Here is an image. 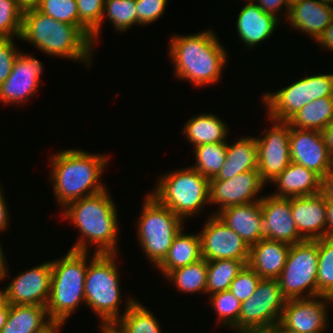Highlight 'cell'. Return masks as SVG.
I'll return each instance as SVG.
<instances>
[{
    "mask_svg": "<svg viewBox=\"0 0 333 333\" xmlns=\"http://www.w3.org/2000/svg\"><path fill=\"white\" fill-rule=\"evenodd\" d=\"M137 220V240L149 262L157 267L165 258L184 220L147 193Z\"/></svg>",
    "mask_w": 333,
    "mask_h": 333,
    "instance_id": "8",
    "label": "cell"
},
{
    "mask_svg": "<svg viewBox=\"0 0 333 333\" xmlns=\"http://www.w3.org/2000/svg\"><path fill=\"white\" fill-rule=\"evenodd\" d=\"M328 304H333L328 296L287 300L277 329L280 333H324L329 328Z\"/></svg>",
    "mask_w": 333,
    "mask_h": 333,
    "instance_id": "12",
    "label": "cell"
},
{
    "mask_svg": "<svg viewBox=\"0 0 333 333\" xmlns=\"http://www.w3.org/2000/svg\"><path fill=\"white\" fill-rule=\"evenodd\" d=\"M317 296L333 298V238L318 239Z\"/></svg>",
    "mask_w": 333,
    "mask_h": 333,
    "instance_id": "36",
    "label": "cell"
},
{
    "mask_svg": "<svg viewBox=\"0 0 333 333\" xmlns=\"http://www.w3.org/2000/svg\"><path fill=\"white\" fill-rule=\"evenodd\" d=\"M267 119L273 123L272 127L265 129L261 138L256 137L258 171L266 185L274 181L291 163L290 124Z\"/></svg>",
    "mask_w": 333,
    "mask_h": 333,
    "instance_id": "13",
    "label": "cell"
},
{
    "mask_svg": "<svg viewBox=\"0 0 333 333\" xmlns=\"http://www.w3.org/2000/svg\"><path fill=\"white\" fill-rule=\"evenodd\" d=\"M321 193L328 199H333V167L322 177Z\"/></svg>",
    "mask_w": 333,
    "mask_h": 333,
    "instance_id": "47",
    "label": "cell"
},
{
    "mask_svg": "<svg viewBox=\"0 0 333 333\" xmlns=\"http://www.w3.org/2000/svg\"><path fill=\"white\" fill-rule=\"evenodd\" d=\"M290 246L263 238L250 247L248 265L260 278L278 279L287 261Z\"/></svg>",
    "mask_w": 333,
    "mask_h": 333,
    "instance_id": "24",
    "label": "cell"
},
{
    "mask_svg": "<svg viewBox=\"0 0 333 333\" xmlns=\"http://www.w3.org/2000/svg\"><path fill=\"white\" fill-rule=\"evenodd\" d=\"M182 228L175 236L171 247L157 268L163 277L170 271L185 267L202 259L199 233H183Z\"/></svg>",
    "mask_w": 333,
    "mask_h": 333,
    "instance_id": "29",
    "label": "cell"
},
{
    "mask_svg": "<svg viewBox=\"0 0 333 333\" xmlns=\"http://www.w3.org/2000/svg\"><path fill=\"white\" fill-rule=\"evenodd\" d=\"M238 333H280L277 328L272 329H266V330H248V331H242Z\"/></svg>",
    "mask_w": 333,
    "mask_h": 333,
    "instance_id": "55",
    "label": "cell"
},
{
    "mask_svg": "<svg viewBox=\"0 0 333 333\" xmlns=\"http://www.w3.org/2000/svg\"><path fill=\"white\" fill-rule=\"evenodd\" d=\"M18 7L24 12L30 9H36L41 0H15Z\"/></svg>",
    "mask_w": 333,
    "mask_h": 333,
    "instance_id": "50",
    "label": "cell"
},
{
    "mask_svg": "<svg viewBox=\"0 0 333 333\" xmlns=\"http://www.w3.org/2000/svg\"><path fill=\"white\" fill-rule=\"evenodd\" d=\"M51 261L19 273L6 287L9 305H47L51 288Z\"/></svg>",
    "mask_w": 333,
    "mask_h": 333,
    "instance_id": "17",
    "label": "cell"
},
{
    "mask_svg": "<svg viewBox=\"0 0 333 333\" xmlns=\"http://www.w3.org/2000/svg\"><path fill=\"white\" fill-rule=\"evenodd\" d=\"M193 149L195 163L190 167L209 180L215 178L226 160L227 142L202 144Z\"/></svg>",
    "mask_w": 333,
    "mask_h": 333,
    "instance_id": "35",
    "label": "cell"
},
{
    "mask_svg": "<svg viewBox=\"0 0 333 333\" xmlns=\"http://www.w3.org/2000/svg\"><path fill=\"white\" fill-rule=\"evenodd\" d=\"M228 132L229 128L224 119L212 113H201L187 119L182 134L195 147L202 144L227 142Z\"/></svg>",
    "mask_w": 333,
    "mask_h": 333,
    "instance_id": "27",
    "label": "cell"
},
{
    "mask_svg": "<svg viewBox=\"0 0 333 333\" xmlns=\"http://www.w3.org/2000/svg\"><path fill=\"white\" fill-rule=\"evenodd\" d=\"M79 28L92 40V32L100 25L105 0H76Z\"/></svg>",
    "mask_w": 333,
    "mask_h": 333,
    "instance_id": "40",
    "label": "cell"
},
{
    "mask_svg": "<svg viewBox=\"0 0 333 333\" xmlns=\"http://www.w3.org/2000/svg\"><path fill=\"white\" fill-rule=\"evenodd\" d=\"M5 252L2 248V245L0 243V276H4V278L6 279L7 277H9V273H8V264H7V259L6 256L4 255Z\"/></svg>",
    "mask_w": 333,
    "mask_h": 333,
    "instance_id": "51",
    "label": "cell"
},
{
    "mask_svg": "<svg viewBox=\"0 0 333 333\" xmlns=\"http://www.w3.org/2000/svg\"><path fill=\"white\" fill-rule=\"evenodd\" d=\"M149 193L183 220L197 217L209 203L210 180L192 167L161 175Z\"/></svg>",
    "mask_w": 333,
    "mask_h": 333,
    "instance_id": "7",
    "label": "cell"
},
{
    "mask_svg": "<svg viewBox=\"0 0 333 333\" xmlns=\"http://www.w3.org/2000/svg\"><path fill=\"white\" fill-rule=\"evenodd\" d=\"M129 297L123 316L114 324L121 333H162L160 322L143 303Z\"/></svg>",
    "mask_w": 333,
    "mask_h": 333,
    "instance_id": "30",
    "label": "cell"
},
{
    "mask_svg": "<svg viewBox=\"0 0 333 333\" xmlns=\"http://www.w3.org/2000/svg\"><path fill=\"white\" fill-rule=\"evenodd\" d=\"M52 324L45 306L10 305L6 324L0 333H43Z\"/></svg>",
    "mask_w": 333,
    "mask_h": 333,
    "instance_id": "28",
    "label": "cell"
},
{
    "mask_svg": "<svg viewBox=\"0 0 333 333\" xmlns=\"http://www.w3.org/2000/svg\"><path fill=\"white\" fill-rule=\"evenodd\" d=\"M258 170H250L228 180H210L209 203L219 206L218 211L234 206L260 201L265 187Z\"/></svg>",
    "mask_w": 333,
    "mask_h": 333,
    "instance_id": "16",
    "label": "cell"
},
{
    "mask_svg": "<svg viewBox=\"0 0 333 333\" xmlns=\"http://www.w3.org/2000/svg\"><path fill=\"white\" fill-rule=\"evenodd\" d=\"M109 191L83 197L67 204L60 214L77 227L80 237L70 248L89 252V246H96L97 254H120L118 252L119 220L115 202Z\"/></svg>",
    "mask_w": 333,
    "mask_h": 333,
    "instance_id": "1",
    "label": "cell"
},
{
    "mask_svg": "<svg viewBox=\"0 0 333 333\" xmlns=\"http://www.w3.org/2000/svg\"><path fill=\"white\" fill-rule=\"evenodd\" d=\"M85 276V304L100 319L101 325H114L121 314L119 254H91ZM101 323V324H100Z\"/></svg>",
    "mask_w": 333,
    "mask_h": 333,
    "instance_id": "6",
    "label": "cell"
},
{
    "mask_svg": "<svg viewBox=\"0 0 333 333\" xmlns=\"http://www.w3.org/2000/svg\"><path fill=\"white\" fill-rule=\"evenodd\" d=\"M5 278L4 276H0V281H3ZM6 303V288L3 290L0 287V306L4 305Z\"/></svg>",
    "mask_w": 333,
    "mask_h": 333,
    "instance_id": "56",
    "label": "cell"
},
{
    "mask_svg": "<svg viewBox=\"0 0 333 333\" xmlns=\"http://www.w3.org/2000/svg\"><path fill=\"white\" fill-rule=\"evenodd\" d=\"M236 33L249 50L258 47L276 31L280 20L265 13L254 1L246 2L237 15Z\"/></svg>",
    "mask_w": 333,
    "mask_h": 333,
    "instance_id": "22",
    "label": "cell"
},
{
    "mask_svg": "<svg viewBox=\"0 0 333 333\" xmlns=\"http://www.w3.org/2000/svg\"><path fill=\"white\" fill-rule=\"evenodd\" d=\"M228 144L226 160L218 175L210 180H228L235 175L258 170L256 137L245 136Z\"/></svg>",
    "mask_w": 333,
    "mask_h": 333,
    "instance_id": "26",
    "label": "cell"
},
{
    "mask_svg": "<svg viewBox=\"0 0 333 333\" xmlns=\"http://www.w3.org/2000/svg\"><path fill=\"white\" fill-rule=\"evenodd\" d=\"M19 38L51 57L82 62L87 67L92 64V40L78 26L57 21L37 9L23 12Z\"/></svg>",
    "mask_w": 333,
    "mask_h": 333,
    "instance_id": "4",
    "label": "cell"
},
{
    "mask_svg": "<svg viewBox=\"0 0 333 333\" xmlns=\"http://www.w3.org/2000/svg\"><path fill=\"white\" fill-rule=\"evenodd\" d=\"M209 297L210 306L214 308L218 319L217 323L232 328L238 322L241 302L229 290L216 292Z\"/></svg>",
    "mask_w": 333,
    "mask_h": 333,
    "instance_id": "37",
    "label": "cell"
},
{
    "mask_svg": "<svg viewBox=\"0 0 333 333\" xmlns=\"http://www.w3.org/2000/svg\"><path fill=\"white\" fill-rule=\"evenodd\" d=\"M106 155L75 147L51 155L49 179L60 207L106 189V184L101 181L110 160V155Z\"/></svg>",
    "mask_w": 333,
    "mask_h": 333,
    "instance_id": "3",
    "label": "cell"
},
{
    "mask_svg": "<svg viewBox=\"0 0 333 333\" xmlns=\"http://www.w3.org/2000/svg\"><path fill=\"white\" fill-rule=\"evenodd\" d=\"M63 325L64 323H53L43 333H61L60 331Z\"/></svg>",
    "mask_w": 333,
    "mask_h": 333,
    "instance_id": "53",
    "label": "cell"
},
{
    "mask_svg": "<svg viewBox=\"0 0 333 333\" xmlns=\"http://www.w3.org/2000/svg\"><path fill=\"white\" fill-rule=\"evenodd\" d=\"M168 282L176 286L182 293H206L207 286V260L204 258L185 267L168 272L165 276Z\"/></svg>",
    "mask_w": 333,
    "mask_h": 333,
    "instance_id": "33",
    "label": "cell"
},
{
    "mask_svg": "<svg viewBox=\"0 0 333 333\" xmlns=\"http://www.w3.org/2000/svg\"><path fill=\"white\" fill-rule=\"evenodd\" d=\"M249 260L217 259L207 261L206 294L229 290L233 279Z\"/></svg>",
    "mask_w": 333,
    "mask_h": 333,
    "instance_id": "34",
    "label": "cell"
},
{
    "mask_svg": "<svg viewBox=\"0 0 333 333\" xmlns=\"http://www.w3.org/2000/svg\"><path fill=\"white\" fill-rule=\"evenodd\" d=\"M322 178L314 171L291 162L287 168L271 183L277 190L274 197L291 198L315 195L321 192Z\"/></svg>",
    "mask_w": 333,
    "mask_h": 333,
    "instance_id": "25",
    "label": "cell"
},
{
    "mask_svg": "<svg viewBox=\"0 0 333 333\" xmlns=\"http://www.w3.org/2000/svg\"><path fill=\"white\" fill-rule=\"evenodd\" d=\"M286 302L278 279L261 278L253 296L241 303L238 322L232 329L242 332L277 328Z\"/></svg>",
    "mask_w": 333,
    "mask_h": 333,
    "instance_id": "11",
    "label": "cell"
},
{
    "mask_svg": "<svg viewBox=\"0 0 333 333\" xmlns=\"http://www.w3.org/2000/svg\"><path fill=\"white\" fill-rule=\"evenodd\" d=\"M89 254L69 249L64 256L51 261V288L46 310L53 323L65 324L81 304H85L84 286Z\"/></svg>",
    "mask_w": 333,
    "mask_h": 333,
    "instance_id": "5",
    "label": "cell"
},
{
    "mask_svg": "<svg viewBox=\"0 0 333 333\" xmlns=\"http://www.w3.org/2000/svg\"><path fill=\"white\" fill-rule=\"evenodd\" d=\"M3 188L0 189V233L6 231L9 226V210L5 198V193H3Z\"/></svg>",
    "mask_w": 333,
    "mask_h": 333,
    "instance_id": "45",
    "label": "cell"
},
{
    "mask_svg": "<svg viewBox=\"0 0 333 333\" xmlns=\"http://www.w3.org/2000/svg\"><path fill=\"white\" fill-rule=\"evenodd\" d=\"M169 0H135L138 26L155 23L163 16Z\"/></svg>",
    "mask_w": 333,
    "mask_h": 333,
    "instance_id": "42",
    "label": "cell"
},
{
    "mask_svg": "<svg viewBox=\"0 0 333 333\" xmlns=\"http://www.w3.org/2000/svg\"><path fill=\"white\" fill-rule=\"evenodd\" d=\"M42 68L44 69L40 60L20 51L9 77L0 85V102L5 105L23 106L39 91Z\"/></svg>",
    "mask_w": 333,
    "mask_h": 333,
    "instance_id": "15",
    "label": "cell"
},
{
    "mask_svg": "<svg viewBox=\"0 0 333 333\" xmlns=\"http://www.w3.org/2000/svg\"><path fill=\"white\" fill-rule=\"evenodd\" d=\"M264 238L289 245L305 241L299 234L291 212V198L263 195L260 200Z\"/></svg>",
    "mask_w": 333,
    "mask_h": 333,
    "instance_id": "19",
    "label": "cell"
},
{
    "mask_svg": "<svg viewBox=\"0 0 333 333\" xmlns=\"http://www.w3.org/2000/svg\"><path fill=\"white\" fill-rule=\"evenodd\" d=\"M321 133L329 154L333 157V121Z\"/></svg>",
    "mask_w": 333,
    "mask_h": 333,
    "instance_id": "48",
    "label": "cell"
},
{
    "mask_svg": "<svg viewBox=\"0 0 333 333\" xmlns=\"http://www.w3.org/2000/svg\"><path fill=\"white\" fill-rule=\"evenodd\" d=\"M288 1H289V4L291 5V4H293V3L297 2V1H300V0H288Z\"/></svg>",
    "mask_w": 333,
    "mask_h": 333,
    "instance_id": "58",
    "label": "cell"
},
{
    "mask_svg": "<svg viewBox=\"0 0 333 333\" xmlns=\"http://www.w3.org/2000/svg\"><path fill=\"white\" fill-rule=\"evenodd\" d=\"M99 328L102 333H121L114 325H100Z\"/></svg>",
    "mask_w": 333,
    "mask_h": 333,
    "instance_id": "54",
    "label": "cell"
},
{
    "mask_svg": "<svg viewBox=\"0 0 333 333\" xmlns=\"http://www.w3.org/2000/svg\"><path fill=\"white\" fill-rule=\"evenodd\" d=\"M261 278L247 264L233 279L229 291L242 303L253 296Z\"/></svg>",
    "mask_w": 333,
    "mask_h": 333,
    "instance_id": "41",
    "label": "cell"
},
{
    "mask_svg": "<svg viewBox=\"0 0 333 333\" xmlns=\"http://www.w3.org/2000/svg\"><path fill=\"white\" fill-rule=\"evenodd\" d=\"M105 17L113 24L116 31L126 32L135 24L138 25L137 8L135 0H105L100 25L92 32L93 46L101 33ZM96 42V43H95Z\"/></svg>",
    "mask_w": 333,
    "mask_h": 333,
    "instance_id": "32",
    "label": "cell"
},
{
    "mask_svg": "<svg viewBox=\"0 0 333 333\" xmlns=\"http://www.w3.org/2000/svg\"><path fill=\"white\" fill-rule=\"evenodd\" d=\"M14 39L0 38V85L9 77L13 63L20 53Z\"/></svg>",
    "mask_w": 333,
    "mask_h": 333,
    "instance_id": "43",
    "label": "cell"
},
{
    "mask_svg": "<svg viewBox=\"0 0 333 333\" xmlns=\"http://www.w3.org/2000/svg\"><path fill=\"white\" fill-rule=\"evenodd\" d=\"M22 15L15 0H0V38L20 39Z\"/></svg>",
    "mask_w": 333,
    "mask_h": 333,
    "instance_id": "39",
    "label": "cell"
},
{
    "mask_svg": "<svg viewBox=\"0 0 333 333\" xmlns=\"http://www.w3.org/2000/svg\"><path fill=\"white\" fill-rule=\"evenodd\" d=\"M318 240L290 246L287 261L278 278L287 300L317 296Z\"/></svg>",
    "mask_w": 333,
    "mask_h": 333,
    "instance_id": "10",
    "label": "cell"
},
{
    "mask_svg": "<svg viewBox=\"0 0 333 333\" xmlns=\"http://www.w3.org/2000/svg\"><path fill=\"white\" fill-rule=\"evenodd\" d=\"M168 55L174 64L175 78L190 82L193 87L218 83L225 63L227 50L215 31H205L169 38ZM218 81V82H217Z\"/></svg>",
    "mask_w": 333,
    "mask_h": 333,
    "instance_id": "2",
    "label": "cell"
},
{
    "mask_svg": "<svg viewBox=\"0 0 333 333\" xmlns=\"http://www.w3.org/2000/svg\"><path fill=\"white\" fill-rule=\"evenodd\" d=\"M10 305L6 302L4 305L0 306V331L5 326L8 314H9Z\"/></svg>",
    "mask_w": 333,
    "mask_h": 333,
    "instance_id": "52",
    "label": "cell"
},
{
    "mask_svg": "<svg viewBox=\"0 0 333 333\" xmlns=\"http://www.w3.org/2000/svg\"><path fill=\"white\" fill-rule=\"evenodd\" d=\"M199 232L201 255L207 261L217 259L249 260L250 246L216 215H209Z\"/></svg>",
    "mask_w": 333,
    "mask_h": 333,
    "instance_id": "14",
    "label": "cell"
},
{
    "mask_svg": "<svg viewBox=\"0 0 333 333\" xmlns=\"http://www.w3.org/2000/svg\"><path fill=\"white\" fill-rule=\"evenodd\" d=\"M319 1H323V2H327V3L333 4V0H319Z\"/></svg>",
    "mask_w": 333,
    "mask_h": 333,
    "instance_id": "57",
    "label": "cell"
},
{
    "mask_svg": "<svg viewBox=\"0 0 333 333\" xmlns=\"http://www.w3.org/2000/svg\"><path fill=\"white\" fill-rule=\"evenodd\" d=\"M289 142L291 162L314 171L321 178L333 167V157L320 131L291 127Z\"/></svg>",
    "mask_w": 333,
    "mask_h": 333,
    "instance_id": "18",
    "label": "cell"
},
{
    "mask_svg": "<svg viewBox=\"0 0 333 333\" xmlns=\"http://www.w3.org/2000/svg\"><path fill=\"white\" fill-rule=\"evenodd\" d=\"M316 43L319 44L318 47L321 46L323 49L333 51V19Z\"/></svg>",
    "mask_w": 333,
    "mask_h": 333,
    "instance_id": "46",
    "label": "cell"
},
{
    "mask_svg": "<svg viewBox=\"0 0 333 333\" xmlns=\"http://www.w3.org/2000/svg\"><path fill=\"white\" fill-rule=\"evenodd\" d=\"M36 9L57 21L79 27L76 0H41Z\"/></svg>",
    "mask_w": 333,
    "mask_h": 333,
    "instance_id": "38",
    "label": "cell"
},
{
    "mask_svg": "<svg viewBox=\"0 0 333 333\" xmlns=\"http://www.w3.org/2000/svg\"><path fill=\"white\" fill-rule=\"evenodd\" d=\"M262 97L261 101L267 108V117L287 122L309 102L333 97V74L304 76L274 93L267 91Z\"/></svg>",
    "mask_w": 333,
    "mask_h": 333,
    "instance_id": "9",
    "label": "cell"
},
{
    "mask_svg": "<svg viewBox=\"0 0 333 333\" xmlns=\"http://www.w3.org/2000/svg\"><path fill=\"white\" fill-rule=\"evenodd\" d=\"M333 121V97H323L304 105L287 122L291 127L322 131Z\"/></svg>",
    "mask_w": 333,
    "mask_h": 333,
    "instance_id": "31",
    "label": "cell"
},
{
    "mask_svg": "<svg viewBox=\"0 0 333 333\" xmlns=\"http://www.w3.org/2000/svg\"><path fill=\"white\" fill-rule=\"evenodd\" d=\"M327 237L333 238V199L326 198Z\"/></svg>",
    "mask_w": 333,
    "mask_h": 333,
    "instance_id": "49",
    "label": "cell"
},
{
    "mask_svg": "<svg viewBox=\"0 0 333 333\" xmlns=\"http://www.w3.org/2000/svg\"><path fill=\"white\" fill-rule=\"evenodd\" d=\"M333 19V5L319 0H300L290 5L287 22L316 42Z\"/></svg>",
    "mask_w": 333,
    "mask_h": 333,
    "instance_id": "21",
    "label": "cell"
},
{
    "mask_svg": "<svg viewBox=\"0 0 333 333\" xmlns=\"http://www.w3.org/2000/svg\"><path fill=\"white\" fill-rule=\"evenodd\" d=\"M265 13L271 14L278 18L279 20L281 19L277 14L281 13V10L285 9L284 17L287 18L289 9H290V4L288 0H253ZM284 8H283V7ZM282 8V9H281Z\"/></svg>",
    "mask_w": 333,
    "mask_h": 333,
    "instance_id": "44",
    "label": "cell"
},
{
    "mask_svg": "<svg viewBox=\"0 0 333 333\" xmlns=\"http://www.w3.org/2000/svg\"><path fill=\"white\" fill-rule=\"evenodd\" d=\"M291 212L296 228L304 240L327 237L326 197L321 192L291 197Z\"/></svg>",
    "mask_w": 333,
    "mask_h": 333,
    "instance_id": "20",
    "label": "cell"
},
{
    "mask_svg": "<svg viewBox=\"0 0 333 333\" xmlns=\"http://www.w3.org/2000/svg\"><path fill=\"white\" fill-rule=\"evenodd\" d=\"M211 214L235 231L250 247L264 238L260 201L230 206Z\"/></svg>",
    "mask_w": 333,
    "mask_h": 333,
    "instance_id": "23",
    "label": "cell"
}]
</instances>
